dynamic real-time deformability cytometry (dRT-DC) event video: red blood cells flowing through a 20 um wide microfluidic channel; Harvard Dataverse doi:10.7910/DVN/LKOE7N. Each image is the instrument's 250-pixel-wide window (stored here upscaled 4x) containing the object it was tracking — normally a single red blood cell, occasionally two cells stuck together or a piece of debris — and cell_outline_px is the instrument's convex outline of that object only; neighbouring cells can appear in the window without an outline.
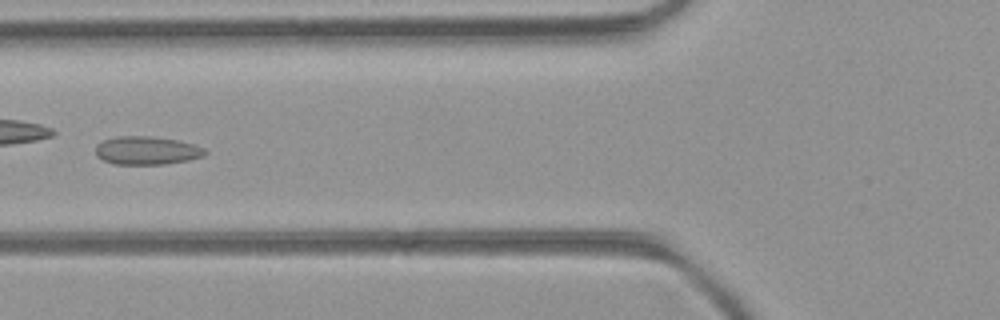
{"species": "common noctule bat (a hibernating species)", "species_latin": "Nyctalus noctula", "temperature_condition": "room temperature", "stored_images_in_passage": 32, "camera_frame_rate_fps": 3000, "um_per_image_px": 0.085, "animal": {"sex": "female", "body_mass_g": 21.9}, "frame": {"image": 1, "passage_image": 4, "time_ms": 1.0, "image_size_px": [1000, 320], "cell_outline_px": [[208, 152], [204, 156], [188, 160], [164, 164], [112, 164], [96, 156], [96, 144], [104, 140], [116, 136], [148, 136], [176, 140], [192, 144], [204, 148]], "centroid_in_image_um": [12.46, 12.79], "position_along_channel_um": 113.3, "area_um2": 17.98}}
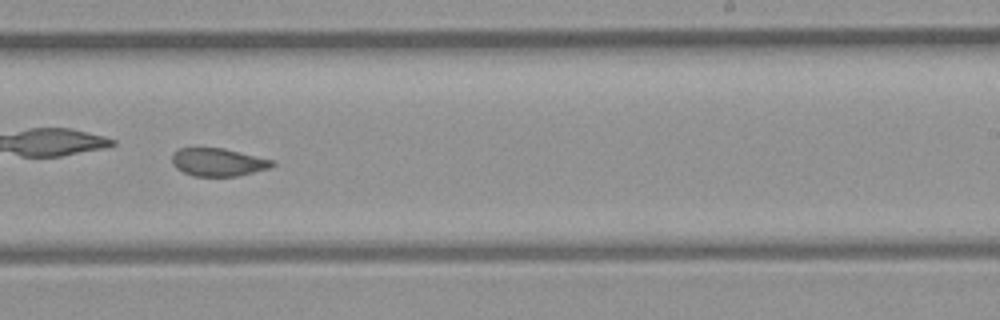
{"frame": {"image": 2, "passage_image": 15, "time_ms": 4.667, "image_size_px": [1000, 320], "cell_outline_px": [[276, 164], [268, 168], [236, 176], [192, 176], [176, 168], [172, 164], [172, 156], [180, 148], [224, 148], [272, 160]], "centroid_in_image_um": [18.51, 13.78], "position_along_channel_um": 270.5, "area_um2": 16.07}}
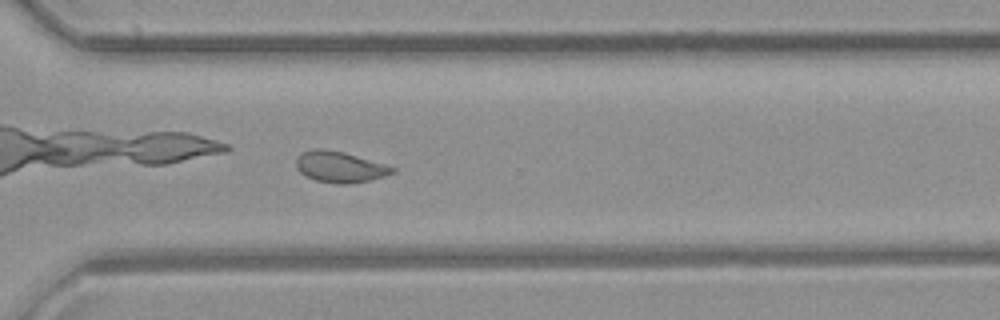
{"frame": {"image": 3, "passage_image": 20, "time_ms": 6.333, "image_size_px": [1000, 320], "cell_outline_px": [[396, 172], [384, 176], [368, 180], [348, 184], [336, 184], [316, 180], [304, 176], [296, 168], [296, 156], [300, 152], [316, 148], [320, 148], [344, 152], [384, 164], [396, 168]], "centroid_in_image_um": [28.84, 14.18], "position_along_channel_um": 341.8, "area_um2": 17.46}, "authors_computed_cell_mechanics": {"area_um2": 17.4556, "velocity_mm_per_s": 4.2798, "shape_relaxation_time_tau1_ms": null, "shape_relaxation_time_tau2_ms": 1.6518, "deformation_change_tau1": null, "deformation_change_tau2": 0.0513}}